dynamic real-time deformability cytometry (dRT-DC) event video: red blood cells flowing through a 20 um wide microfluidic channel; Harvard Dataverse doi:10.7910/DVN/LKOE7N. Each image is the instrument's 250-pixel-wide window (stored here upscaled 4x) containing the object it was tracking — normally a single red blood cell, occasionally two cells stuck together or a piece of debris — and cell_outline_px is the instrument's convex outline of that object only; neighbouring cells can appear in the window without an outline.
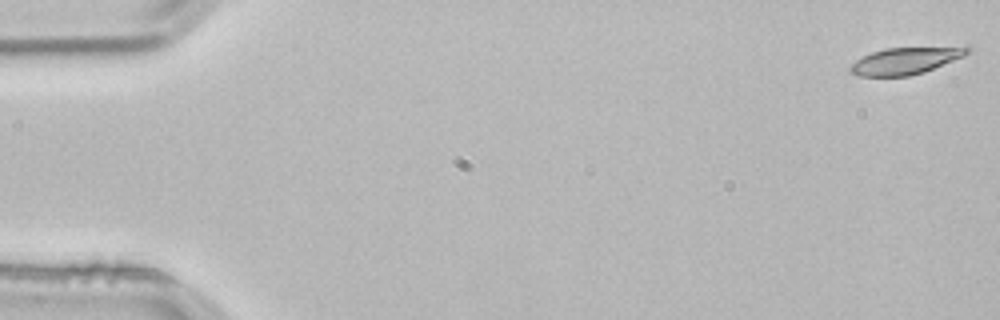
{"species": "common noctule bat (a hibernating species)", "species_latin": "Nyctalus noctula", "temperature_condition": "room temperature", "stored_images_in_passage": 54, "camera_frame_rate_fps": 3000, "um_per_image_px": 0.085, "animal": {"sex": "male", "body_mass_g": 21.5, "forearm_length_mm": 52.0}, "frame": {"image": 1, "passage_image": 1, "time_ms": 0.0, "image_size_px": [1000, 320], "cell_outline_px": [[972, 52], [964, 56], [924, 72], [908, 76], [860, 76], [852, 72], [848, 68], [856, 60], [872, 52], [884, 48], [968, 44], [972, 48]], "centroid_in_image_um": [77.13, 5.1], "position_along_channel_um": 7.9, "area_um2": 19.07}}
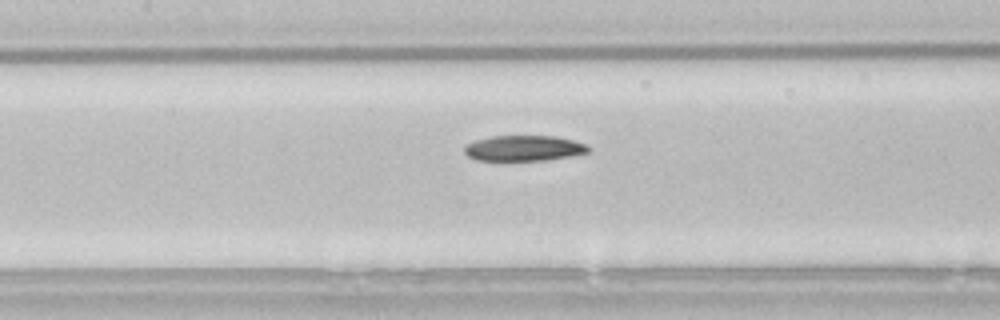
{"frame": {"image": 2, "passage_image": 25, "time_ms": 8.0, "image_size_px": [1000, 320], "cell_outline_px": [[592, 148], [588, 152], [568, 156], [544, 160], [476, 160], [468, 156], [464, 152], [464, 148], [468, 144], [476, 140], [492, 136], [556, 136], [588, 144]], "centroid_in_image_um": [44.55, 12.59], "position_along_channel_um": 162.9, "area_um2": 18.32}}
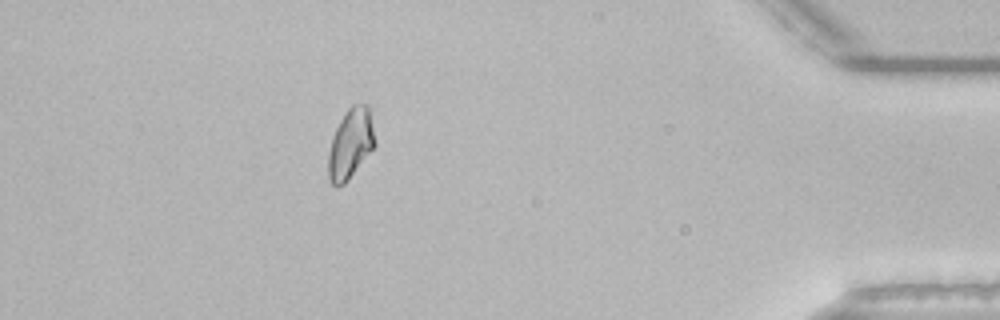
{"frame": {"image": 3, "passage_image": 48, "time_ms": 15.667, "image_size_px": [1000, 320], "cell_outline_px": [[376, 144], [348, 180], [344, 184], [336, 188], [328, 180], [328, 152], [332, 136], [340, 120], [348, 108], [352, 104], [368, 104], [376, 140]], "centroid_in_image_um": [29.78, 12.23], "position_along_channel_um": 405.4, "area_um2": 19.13}}